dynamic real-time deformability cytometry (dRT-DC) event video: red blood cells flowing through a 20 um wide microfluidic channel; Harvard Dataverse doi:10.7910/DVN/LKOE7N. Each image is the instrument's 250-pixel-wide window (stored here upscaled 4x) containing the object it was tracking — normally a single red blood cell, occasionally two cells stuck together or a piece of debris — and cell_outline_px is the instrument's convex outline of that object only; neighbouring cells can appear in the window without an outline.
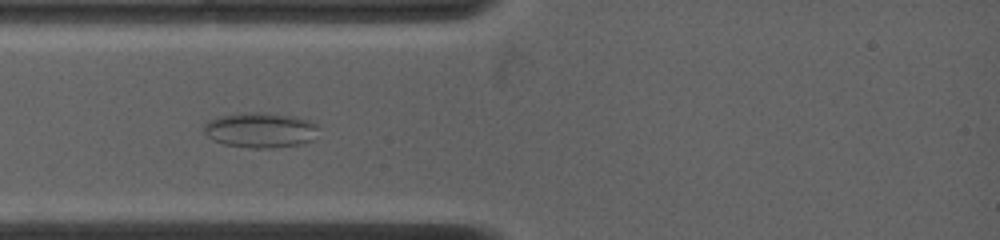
{"species": "common noctule bat (a hibernating species)", "species_latin": "Nyctalus noctula", "temperature_condition": "warm", "stored_images_in_passage": 5, "camera_frame_rate_fps": 4500, "um_per_image_px": 0.085, "animal": {"sex": "female", "body_mass_g": 19.0, "forearm_length_mm": 53.3}, "frame": {"image": 1, "passage_image": 3, "time_ms": 2.0, "image_size_px": [1000, 240], "cell_outline_px": [[316, 128], [312, 140], [300, 144], [272, 148], [252, 148], [224, 144], [212, 140], [204, 132], [204, 124], [208, 120], [216, 116], [248, 112], [264, 112], [296, 116], [316, 120]], "centroid_in_image_um": [22.12, 11.03], "position_along_channel_um": 62.9, "area_um2": 23.76}}
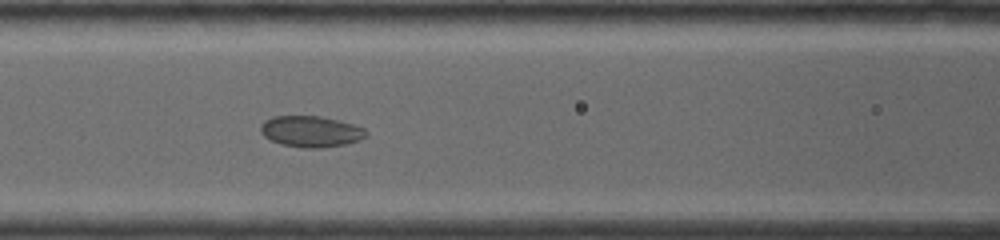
{"frame": {"image": 2, "passage_image": 5, "time_ms": 4.0, "image_size_px": [1000, 240], "cell_outline_px": [[368, 136], [360, 140], [344, 144], [320, 148], [304, 148], [280, 144], [264, 136], [260, 132], [260, 124], [264, 120], [272, 116], [320, 116], [352, 124], [364, 128], [368, 132]], "centroid_in_image_um": [26.41, 11.17], "position_along_channel_um": 140.2, "area_um2": 19.19}}